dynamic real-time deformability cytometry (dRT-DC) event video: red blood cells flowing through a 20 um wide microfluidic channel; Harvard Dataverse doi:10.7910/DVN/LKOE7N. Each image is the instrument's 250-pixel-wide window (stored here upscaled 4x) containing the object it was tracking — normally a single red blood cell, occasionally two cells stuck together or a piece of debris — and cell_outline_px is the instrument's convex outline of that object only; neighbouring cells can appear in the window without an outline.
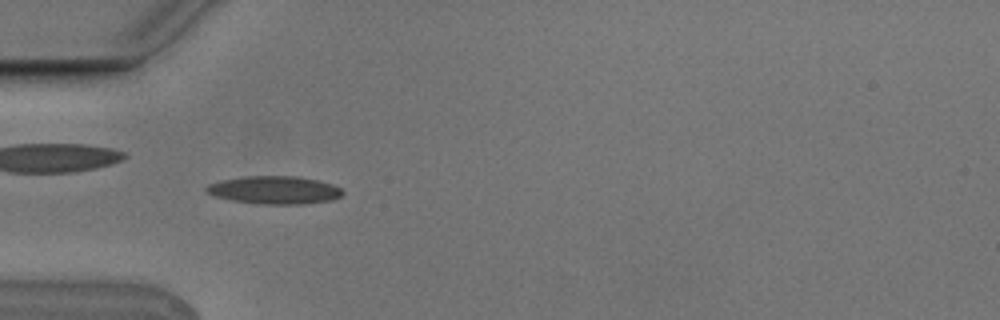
{"species": "Egyptian fruit bat (a non-hibernating species)", "species_latin": "Rousettus aegyptiacus", "temperature_condition": "cold", "stored_images_in_passage": 10, "camera_frame_rate_fps": 3000, "um_per_image_px": 0.085, "animal": {"sex": "male"}, "frame": {"image": 1, "passage_image": 5, "time_ms": 1.333, "image_size_px": [1000, 320], "cell_outline_px": [[344, 192], [340, 196], [332, 200], [304, 204], [260, 204], [232, 200], [216, 196], [208, 192], [204, 188], [208, 184], [220, 180], [244, 176], [296, 176], [316, 180], [332, 184], [340, 188]], "centroid_in_image_um": [23.33, 16.15], "position_along_channel_um": 61.7, "area_um2": 22.08}}
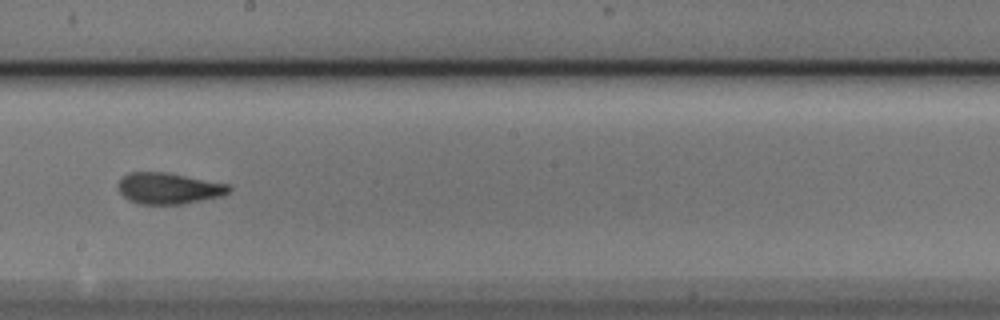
{"frame": {"image": 2, "passage_image": 9, "time_ms": 2.667, "image_size_px": [1000, 320], "cell_outline_px": [[232, 192], [220, 196], [184, 204], [136, 204], [128, 200], [120, 192], [116, 184], [124, 176], [132, 172], [168, 172], [228, 184], [232, 188]], "centroid_in_image_um": [14.34, 16.01], "position_along_channel_um": 233.9, "area_um2": 20.29}}
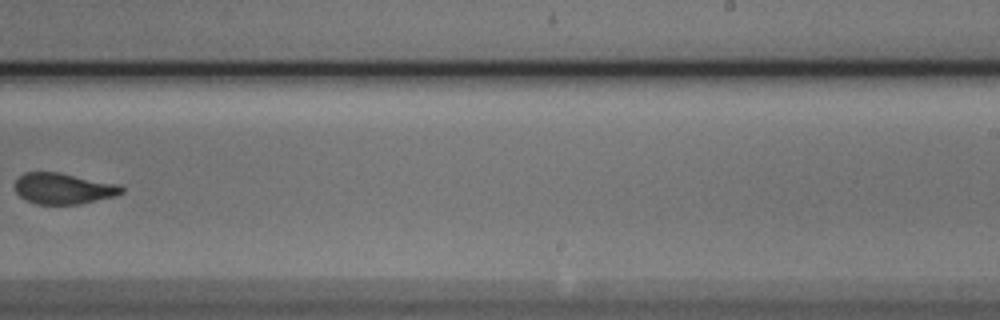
{"frame": {"image": 3, "passage_image": 10, "time_ms": 3.0, "image_size_px": [1000, 320], "cell_outline_px": [[124, 192], [116, 196], [80, 204], [36, 204], [24, 200], [16, 192], [16, 180], [24, 172], [60, 172], [120, 184], [124, 188]], "centroid_in_image_um": [5.42, 16.02], "position_along_channel_um": 283.6, "area_um2": 19.48}}